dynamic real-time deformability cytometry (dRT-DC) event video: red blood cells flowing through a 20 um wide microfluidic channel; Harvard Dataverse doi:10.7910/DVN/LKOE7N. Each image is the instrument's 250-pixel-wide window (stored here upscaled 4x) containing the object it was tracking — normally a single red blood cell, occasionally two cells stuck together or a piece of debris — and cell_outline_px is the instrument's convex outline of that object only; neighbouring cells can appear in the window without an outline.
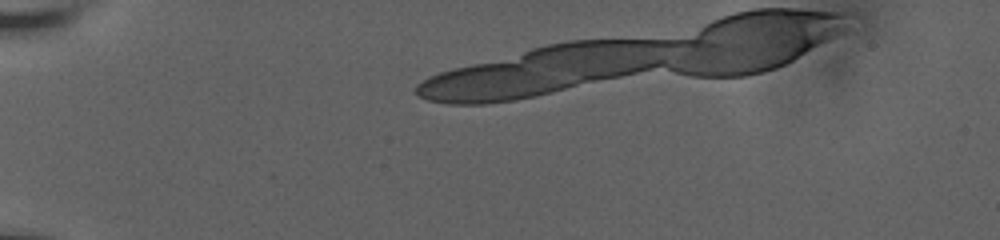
{"species": "human", "species_latin": "Homo sapiens", "temperature_condition": "room temperature", "stored_images_in_passage": 3, "camera_frame_rate_fps": 3000, "um_per_image_px": 0.085, "donor": {"sex": "male"}, "frame": {"image": 1, "passage_image": 3, "time_ms": 0.667, "image_size_px": [1000, 240], "cell_outline_px": [[672, 44], [660, 60], [656, 64], [644, 68], [612, 76], [428, 84], [424, 84], [428, 80], [436, 76], [448, 72], [540, 48], [556, 44], [584, 40], [664, 40]], "centroid_in_image_um": [47.97, 5.27], "position_along_channel_um": 37.0, "area_um2": 44.91}}